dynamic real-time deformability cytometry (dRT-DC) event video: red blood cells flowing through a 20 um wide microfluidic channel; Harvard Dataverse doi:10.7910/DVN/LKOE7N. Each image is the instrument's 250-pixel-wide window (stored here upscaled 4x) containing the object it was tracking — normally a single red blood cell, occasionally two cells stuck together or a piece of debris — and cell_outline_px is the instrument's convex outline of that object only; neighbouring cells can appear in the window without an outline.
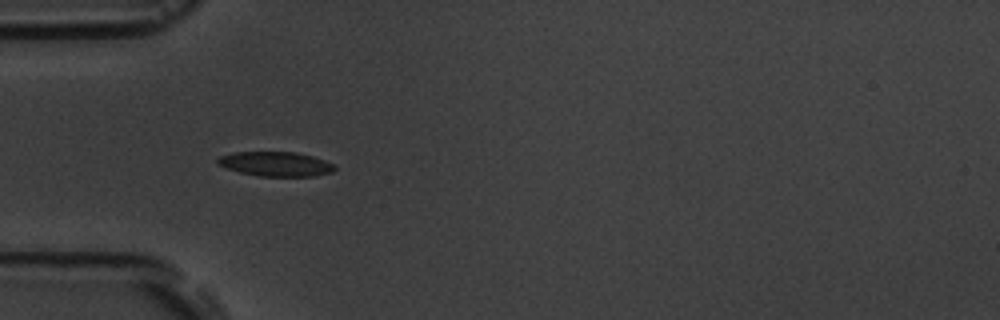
{"species": "common noctule bat (a hibernating species)", "species_latin": "Nyctalus noctula", "temperature_condition": "room temperature", "stored_images_in_passage": 7, "camera_frame_rate_fps": 3000, "um_per_image_px": 0.085, "animal": {"sex": "male", "body_mass_g": 19.5, "forearm_length_mm": 54.6}, "frame": {"image": 1, "passage_image": 5, "time_ms": 4.333, "image_size_px": [1000, 320], "cell_outline_px": [[336, 168], [332, 172], [316, 176], [260, 176], [240, 172], [216, 164], [216, 160], [220, 156], [236, 152], [296, 152], [312, 156], [336, 164]], "centroid_in_image_um": [23.47, 13.94], "position_along_channel_um": 61.5, "area_um2": 16.7}}
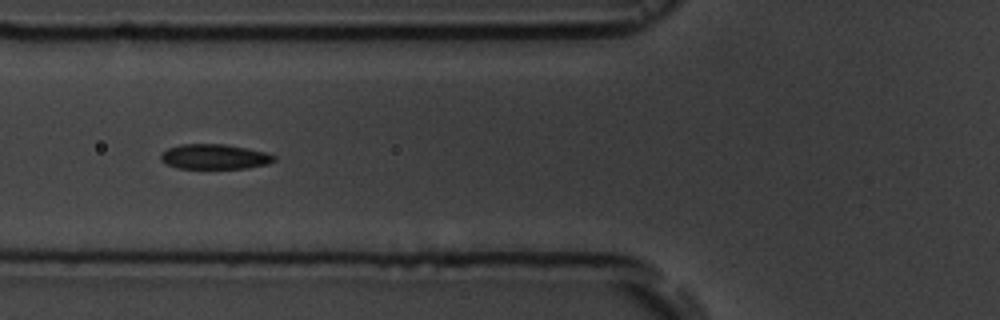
{"frame": {"image": 2, "passage_image": 6, "time_ms": 5.667, "image_size_px": [1000, 320], "cell_outline_px": [[276, 160], [268, 164], [248, 168], [176, 168], [164, 164], [160, 160], [160, 156], [168, 148], [180, 144], [224, 144], [248, 148], [268, 152], [276, 156]], "centroid_in_image_um": [18.25, 13.32], "position_along_channel_um": 107.5, "area_um2": 16.7}}
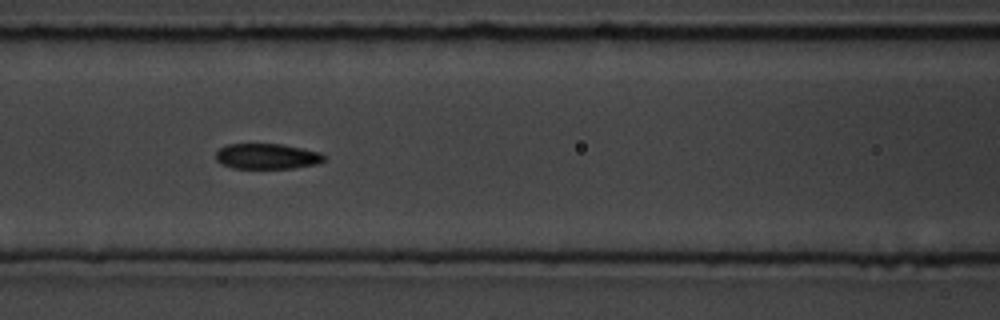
{"frame": {"image": 3, "passage_image": 7, "time_ms": 6.667, "image_size_px": [1000, 320], "cell_outline_px": [[324, 160], [316, 164], [292, 168], [232, 168], [220, 164], [216, 160], [216, 152], [220, 148], [228, 144], [280, 144], [320, 152], [324, 156]], "centroid_in_image_um": [22.65, 13.29], "position_along_channel_um": 144.0, "area_um2": 15.95}}